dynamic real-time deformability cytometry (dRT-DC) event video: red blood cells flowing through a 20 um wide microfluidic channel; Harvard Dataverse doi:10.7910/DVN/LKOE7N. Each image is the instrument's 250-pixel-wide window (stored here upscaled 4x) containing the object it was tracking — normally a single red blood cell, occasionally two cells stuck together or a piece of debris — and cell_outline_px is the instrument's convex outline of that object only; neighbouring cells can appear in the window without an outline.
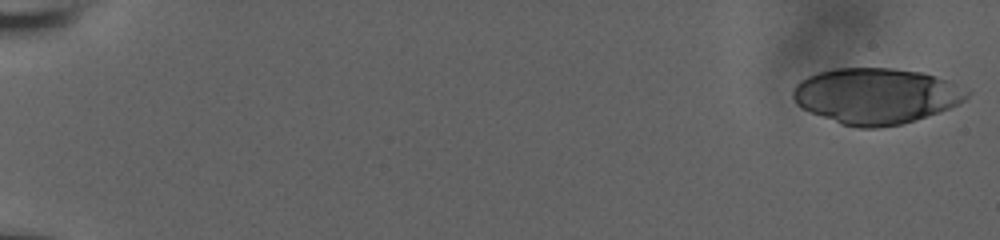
{"species": "human", "species_latin": "Homo sapiens", "temperature_condition": "room temperature", "stored_images_in_passage": 55, "camera_frame_rate_fps": 3000, "um_per_image_px": 0.085, "donor": {"sex": "male"}, "frame": {"image": 1, "passage_image": 1, "time_ms": 0.0, "image_size_px": [1000, 240], "cell_outline_px": [[972, 92], [960, 104], [940, 112], [900, 124], [880, 128], [856, 128], [840, 124], [800, 108], [796, 104], [792, 96], [792, 92], [796, 84], [800, 80], [808, 76], [820, 72], [836, 68], [892, 68], [920, 72], [936, 76], [948, 80]], "centroid_in_image_um": [74.46, 8.16], "position_along_channel_um": 10.5, "area_um2": 56.82}}
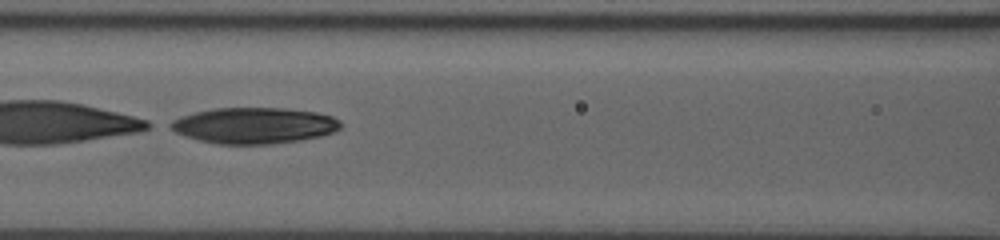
{"frame": {"image": 2, "passage_image": 28, "time_ms": 9.0, "image_size_px": [1000, 240], "cell_outline_px": [[340, 128], [332, 132], [320, 136], [300, 140], [268, 144], [220, 144], [200, 140], [176, 132], [168, 128], [164, 124], [180, 116], [196, 112], [216, 108], [284, 108], [316, 112], [332, 116], [340, 120]], "centroid_in_image_um": [21.56, 10.66], "position_along_channel_um": 145.0, "area_um2": 35.66}}
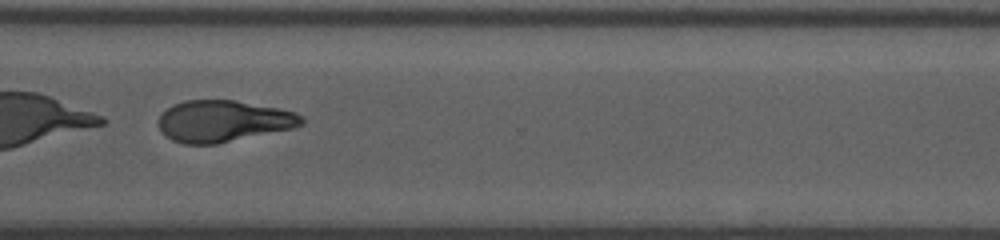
{"frame": {"image": 3, "passage_image": 44, "time_ms": 14.333, "image_size_px": [1000, 240], "cell_outline_px": [[304, 124], [292, 128], [216, 144], [184, 144], [172, 140], [160, 132], [160, 116], [172, 104], [184, 100], [236, 100], [280, 108], [296, 112], [304, 120]], "centroid_in_image_um": [18.98, 10.29], "position_along_channel_um": 351.6, "area_um2": 34.56}}